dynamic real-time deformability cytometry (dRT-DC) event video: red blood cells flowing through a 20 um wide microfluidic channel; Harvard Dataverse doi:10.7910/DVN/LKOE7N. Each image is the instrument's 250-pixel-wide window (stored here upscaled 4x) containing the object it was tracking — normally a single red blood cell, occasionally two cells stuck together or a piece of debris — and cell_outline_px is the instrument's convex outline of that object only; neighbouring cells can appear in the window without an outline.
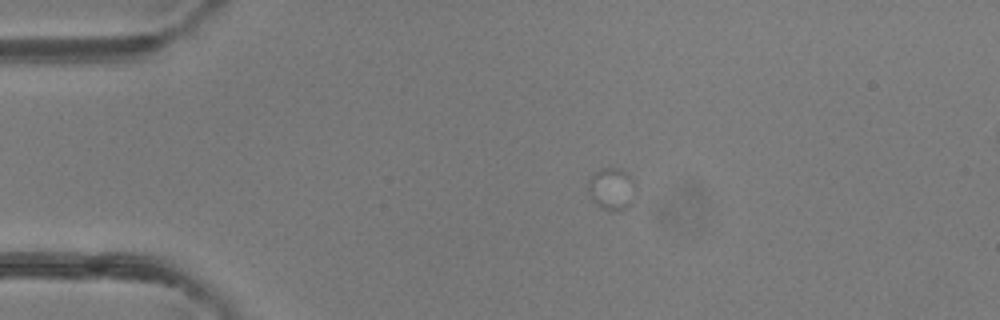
{"species": "common noctule bat (a hibernating species)", "species_latin": "Nyctalus noctula", "temperature_condition": "room temperature", "stored_images_in_passage": 7, "camera_frame_rate_fps": 3000, "um_per_image_px": 0.085, "animal": {"sex": "female"}, "frame": {"image": 1, "passage_image": 1, "time_ms": 0.0, "image_size_px": [1000, 320], "cell_outline_px": [[632, 204], [616, 212], [600, 208], [592, 200], [588, 192], [588, 180], [600, 168], [620, 168], [632, 180]], "centroid_in_image_um": [51.92, 16.08], "position_along_channel_um": 33.1, "area_um2": 11.33}}